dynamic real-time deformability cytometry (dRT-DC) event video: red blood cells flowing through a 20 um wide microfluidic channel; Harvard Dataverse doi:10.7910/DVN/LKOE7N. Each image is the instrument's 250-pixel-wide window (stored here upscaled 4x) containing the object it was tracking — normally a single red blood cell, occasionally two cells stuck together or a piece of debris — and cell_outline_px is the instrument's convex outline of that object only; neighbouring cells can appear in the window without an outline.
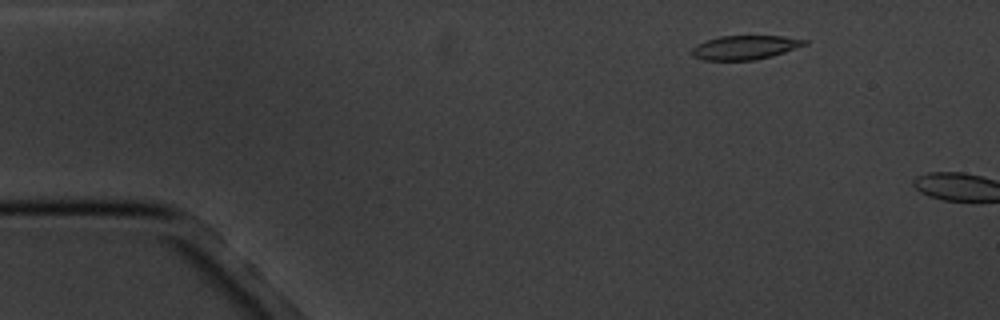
{"species": "common noctule bat (a hibernating species)", "species_latin": "Nyctalus noctula", "temperature_condition": "cold", "stored_images_in_passage": 2, "camera_frame_rate_fps": 3000, "um_per_image_px": 0.085, "animal": {"sex": "male", "body_mass_g": 20.1, "forearm_length_mm": 53.5}, "frame": {"image": 1, "passage_image": 2, "time_ms": 2.0, "image_size_px": [1000, 320], "cell_outline_px": [[808, 44], [772, 56], [756, 60], [704, 60], [692, 56], [692, 48], [696, 44], [720, 36], [784, 36], [808, 40]], "centroid_in_image_um": [63.33, 4.03], "position_along_channel_um": 21.7, "area_um2": 15.78}}